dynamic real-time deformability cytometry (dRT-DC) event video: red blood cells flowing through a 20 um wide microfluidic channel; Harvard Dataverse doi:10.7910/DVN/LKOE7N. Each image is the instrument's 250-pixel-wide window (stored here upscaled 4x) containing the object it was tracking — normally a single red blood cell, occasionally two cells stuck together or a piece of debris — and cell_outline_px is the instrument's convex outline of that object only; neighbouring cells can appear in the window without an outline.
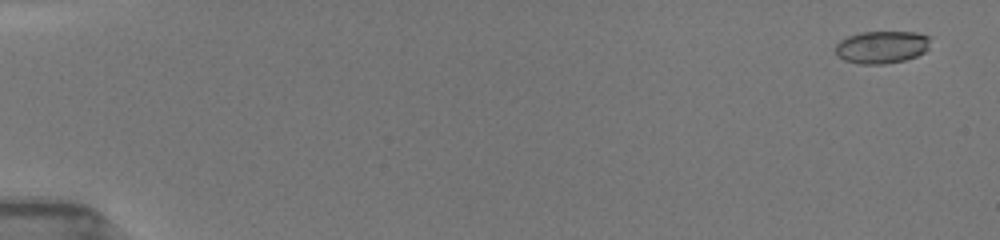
{"species": "common noctule bat (a hibernating species)", "species_latin": "Nyctalus noctula", "temperature_condition": "room temperature", "stored_images_in_passage": 30, "camera_frame_rate_fps": 3000, "um_per_image_px": 0.085, "animal": {"sex": "female", "body_mass_g": 19.5, "forearm_length_mm": 54.1}, "frame": {"image": 1, "passage_image": 4, "time_ms": 0.667, "image_size_px": [1000, 240], "cell_outline_px": [[928, 48], [924, 52], [916, 56], [904, 60], [884, 64], [860, 64], [844, 60], [836, 56], [836, 44], [840, 40], [848, 36], [860, 32], [916, 32], [928, 36]], "centroid_in_image_um": [74.91, 4.0], "position_along_channel_um": 10.1, "area_um2": 17.92}}
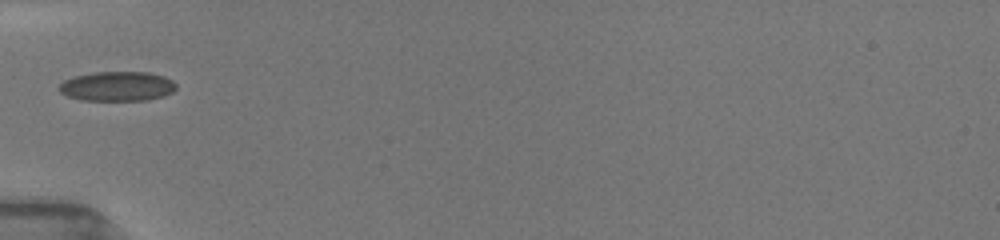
{"frame": {"image": 2, "passage_image": 19, "time_ms": 6.333, "image_size_px": [1000, 240], "cell_outline_px": [[176, 88], [172, 92], [164, 96], [144, 100], [80, 100], [68, 96], [60, 92], [60, 84], [64, 80], [72, 76], [92, 72], [148, 72], [164, 76], [172, 80], [176, 84]], "centroid_in_image_um": [9.96, 7.32], "position_along_channel_um": 75.0, "area_um2": 20.23}}
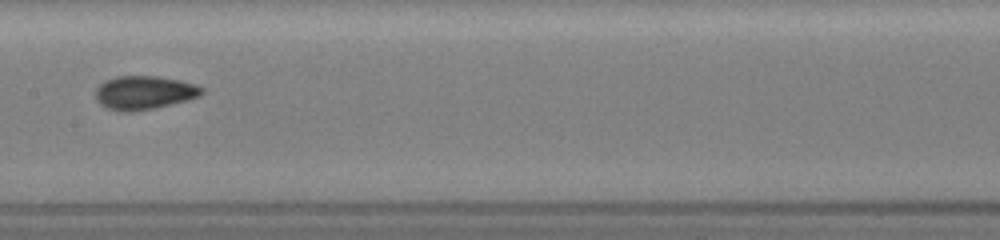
{"frame": {"image": 3, "passage_image": 28, "time_ms": 9.333, "image_size_px": [1000, 240], "cell_outline_px": [[204, 92], [200, 96], [188, 100], [156, 108], [132, 112], [120, 112], [108, 108], [100, 104], [96, 100], [96, 88], [104, 80], [116, 76], [160, 76], [180, 80], [196, 84], [204, 88]], "centroid_in_image_um": [12.27, 7.87], "position_along_channel_um": 195.1, "area_um2": 21.15}}